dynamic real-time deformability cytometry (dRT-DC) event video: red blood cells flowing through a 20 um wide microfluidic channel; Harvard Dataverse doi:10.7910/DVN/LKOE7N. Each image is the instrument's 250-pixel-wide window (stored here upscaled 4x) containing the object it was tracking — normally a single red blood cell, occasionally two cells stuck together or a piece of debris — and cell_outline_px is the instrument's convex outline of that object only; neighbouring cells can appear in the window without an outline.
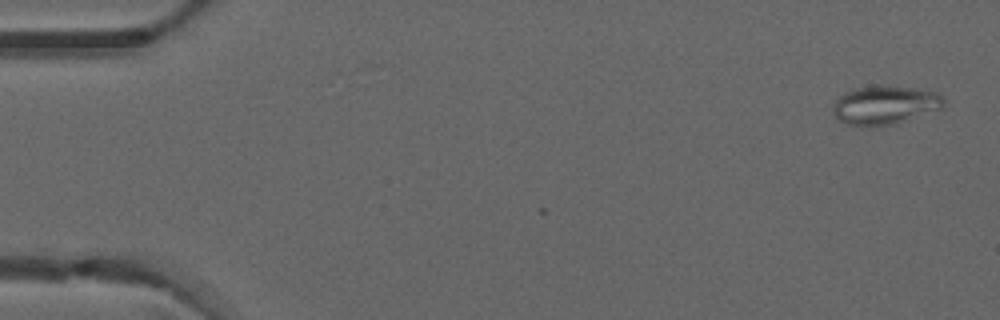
{"species": "common noctule bat (a hibernating species)", "species_latin": "Nyctalus noctula", "temperature_condition": "warm", "stored_images_in_passage": 7, "camera_frame_rate_fps": 3000, "um_per_image_px": 0.085, "animal": {"sex": "male", "forearm_length_mm": 52.5}, "frame": {"image": 1, "passage_image": 1, "time_ms": 0.0, "image_size_px": [1000, 320], "cell_outline_px": [[944, 104], [940, 108], [896, 124], [872, 128], [868, 128], [848, 124], [840, 120], [832, 112], [832, 104], [844, 92], [856, 88], [880, 84], [916, 88], [940, 92], [944, 100]], "centroid_in_image_um": [75.19, 8.93], "position_along_channel_um": 9.8, "area_um2": 25.49}}
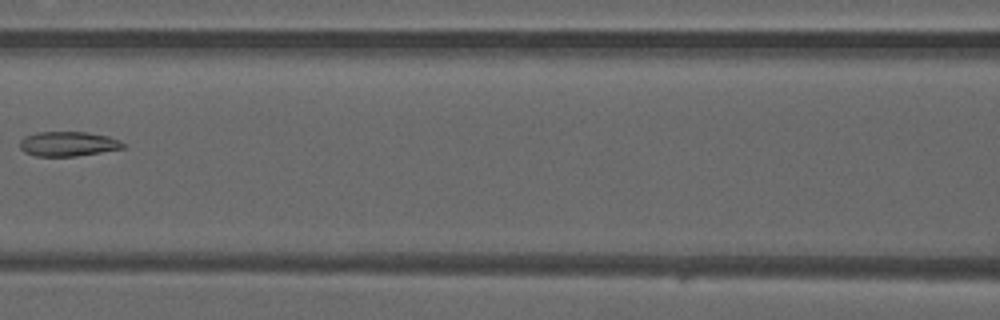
{"frame": {"image": 2, "passage_image": 6, "time_ms": 1.667, "image_size_px": [1000, 320], "cell_outline_px": [[128, 144], [124, 148], [76, 156], [36, 156], [24, 152], [20, 148], [20, 140], [24, 136], [36, 132], [88, 132], [108, 136], [120, 140]], "centroid_in_image_um": [5.8, 12.22], "position_along_channel_um": 160.8, "area_um2": 14.97}}
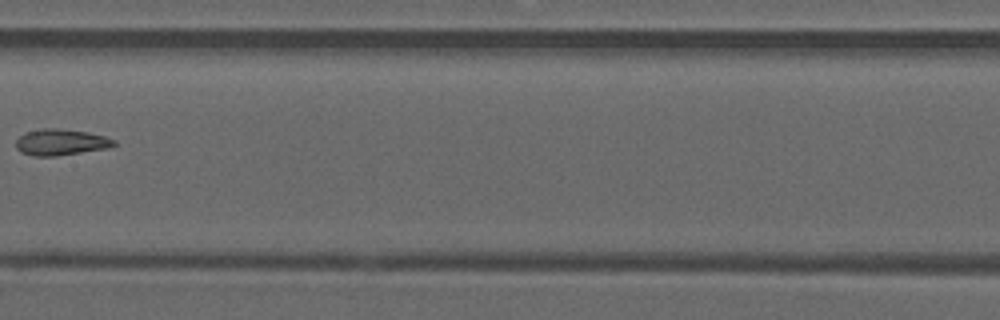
{"frame": {"image": 3, "passage_image": 7, "time_ms": 2.0, "image_size_px": [1000, 320], "cell_outline_px": [[116, 144], [112, 148], [56, 156], [32, 156], [20, 152], [16, 148], [16, 140], [24, 132], [40, 128], [56, 128], [88, 132], [104, 136], [116, 140]], "centroid_in_image_um": [5.18, 12.09], "position_along_channel_um": 202.2, "area_um2": 15.26}}